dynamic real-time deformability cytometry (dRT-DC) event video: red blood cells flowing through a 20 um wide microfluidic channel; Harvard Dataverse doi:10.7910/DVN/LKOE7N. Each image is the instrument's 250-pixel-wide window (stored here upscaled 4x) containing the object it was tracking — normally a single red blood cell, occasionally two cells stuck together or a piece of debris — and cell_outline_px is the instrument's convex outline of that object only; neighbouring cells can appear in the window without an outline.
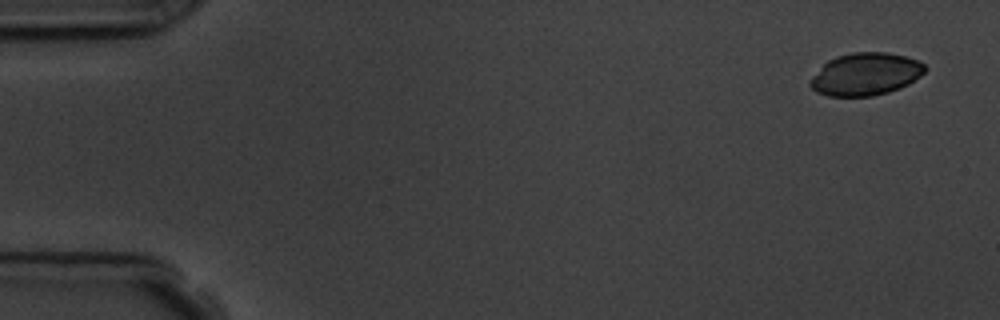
{"species": "common noctule bat (a hibernating species)", "species_latin": "Nyctalus noctula", "temperature_condition": "room temperature", "stored_images_in_passage": 4, "camera_frame_rate_fps": 3000, "um_per_image_px": 0.085, "animal": {"sex": "male", "body_mass_g": 19.5, "forearm_length_mm": 54.6}, "frame": {"image": 1, "passage_image": 1, "time_ms": 0.0, "image_size_px": [1000, 320], "cell_outline_px": [[928, 68], [920, 76], [908, 84], [900, 88], [888, 92], [872, 96], [828, 96], [816, 92], [808, 84], [812, 76], [828, 60], [836, 56], [852, 52], [888, 52], [904, 56], [916, 60], [924, 64]], "centroid_in_image_um": [73.56, 6.3], "position_along_channel_um": 11.4, "area_um2": 28.44}}